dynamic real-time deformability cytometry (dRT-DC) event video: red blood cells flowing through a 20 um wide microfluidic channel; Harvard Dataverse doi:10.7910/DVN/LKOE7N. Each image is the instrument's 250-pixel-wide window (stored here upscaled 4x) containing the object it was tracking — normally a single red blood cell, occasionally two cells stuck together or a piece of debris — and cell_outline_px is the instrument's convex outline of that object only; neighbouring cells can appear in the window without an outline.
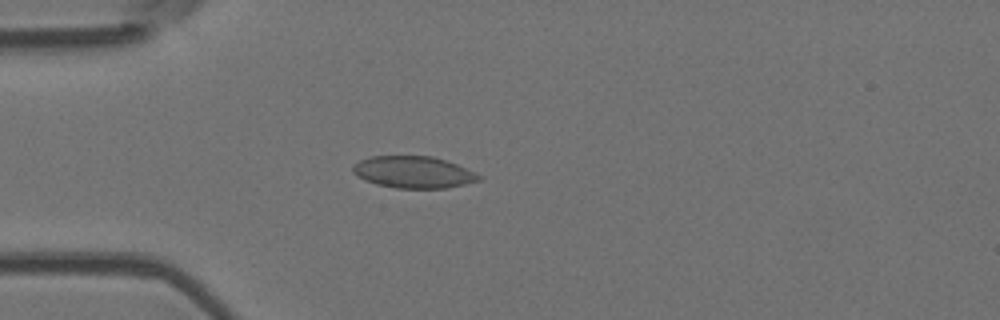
{"species": "Egyptian fruit bat (a non-hibernating species)", "species_latin": "Rousettus aegyptiacus", "temperature_condition": "room temperature", "stored_images_in_passage": 53, "camera_frame_rate_fps": 3000, "um_per_image_px": 0.085, "animal": {"sex": "female"}, "frame": {"image": 1, "passage_image": 14, "time_ms": 4.333, "image_size_px": [1000, 320], "cell_outline_px": [[484, 176], [480, 180], [448, 188], [396, 188], [376, 184], [364, 180], [352, 172], [352, 164], [360, 160], [372, 156], [432, 156], [456, 164]], "centroid_in_image_um": [35.13, 14.63], "position_along_channel_um": 49.9, "area_um2": 23.41}}
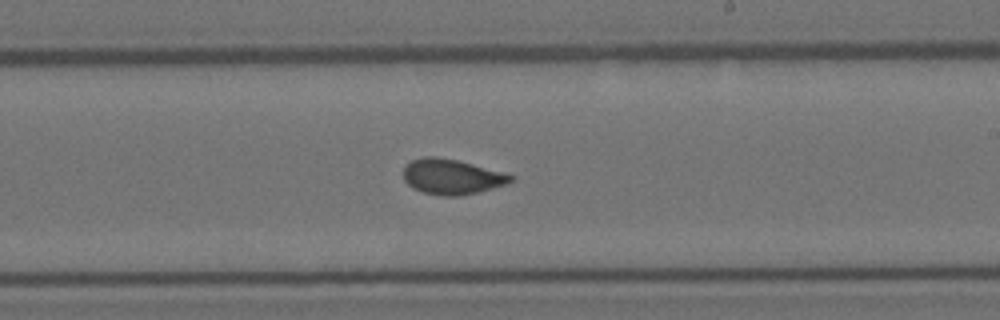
{"frame": {"image": 2, "passage_image": 31, "time_ms": 10.0, "image_size_px": [1000, 320], "cell_outline_px": [[516, 176], [512, 180], [504, 184], [492, 188], [460, 196], [444, 196], [424, 192], [412, 188], [404, 180], [404, 164], [412, 160], [424, 156], [436, 156], [456, 160], [504, 172]], "centroid_in_image_um": [38.37, 15.01], "position_along_channel_um": 250.6, "area_um2": 21.91}}
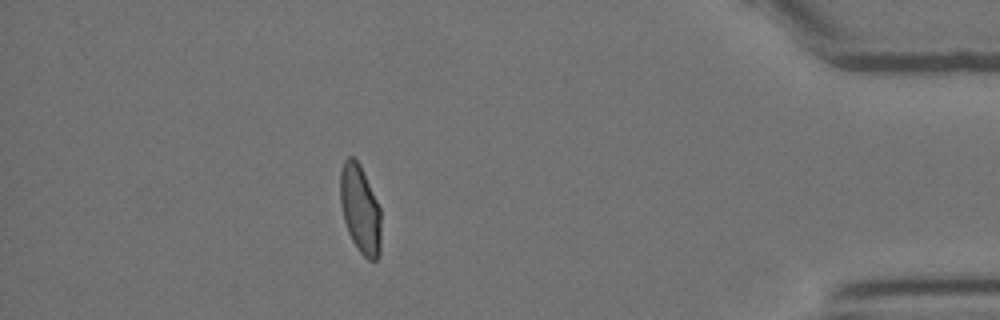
{"frame": {"image": 3, "passage_image": 47, "time_ms": 15.333, "image_size_px": [1000, 320], "cell_outline_px": [[380, 256], [376, 260], [368, 260], [356, 248], [348, 232], [344, 220], [340, 204], [340, 172], [344, 160], [348, 156], [352, 156], [360, 164], [380, 208]], "centroid_in_image_um": [30.6, 17.79], "position_along_channel_um": 404.6, "area_um2": 21.04}, "authors_computed_cell_mechanics": {"area_um2": 22.0218, "velocity_mm_per_s": 3.7509, "shape_relaxation_time_tau1_ms": null, "shape_relaxation_time_tau2_ms": 0.7443, "deformation_change_tau1": null, "deformation_change_tau2": 0.0471}}